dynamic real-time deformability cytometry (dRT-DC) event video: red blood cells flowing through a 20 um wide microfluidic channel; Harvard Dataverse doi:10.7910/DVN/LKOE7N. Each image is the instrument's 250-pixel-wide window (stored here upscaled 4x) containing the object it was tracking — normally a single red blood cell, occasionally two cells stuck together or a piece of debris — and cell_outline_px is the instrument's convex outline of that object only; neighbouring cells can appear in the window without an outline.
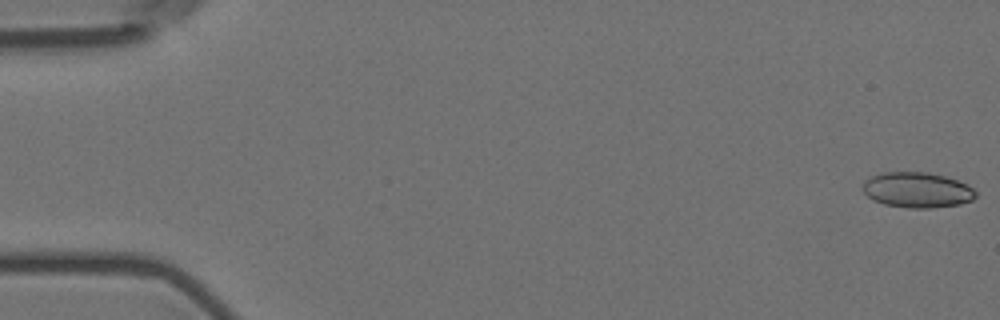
{"species": "Egyptian fruit bat (a non-hibernating species)", "species_latin": "Rousettus aegyptiacus", "temperature_condition": "room temperature", "stored_images_in_passage": 10, "camera_frame_rate_fps": 3000, "um_per_image_px": 0.085, "animal": {"sex": "female"}, "frame": {"image": 1, "passage_image": 1, "time_ms": 0.0, "image_size_px": [1000, 320], "cell_outline_px": [[976, 196], [972, 200], [960, 204], [932, 208], [908, 208], [884, 204], [872, 200], [860, 188], [864, 180], [872, 176], [884, 172], [928, 172], [944, 176], [968, 184], [976, 192]], "centroid_in_image_um": [77.93, 16.15], "position_along_channel_um": 7.1, "area_um2": 23.47}}
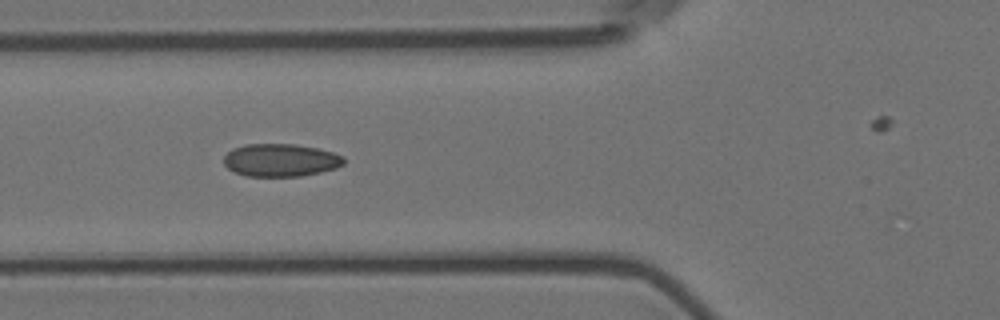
{"frame": {"image": 2, "passage_image": 6, "time_ms": 1.667, "image_size_px": [1000, 320], "cell_outline_px": [[344, 164], [336, 168], [320, 172], [300, 176], [244, 176], [228, 168], [224, 164], [224, 156], [232, 148], [244, 144], [292, 144], [316, 148], [332, 152], [344, 156]], "centroid_in_image_um": [23.84, 13.61], "position_along_channel_um": 102.0, "area_um2": 22.89}}
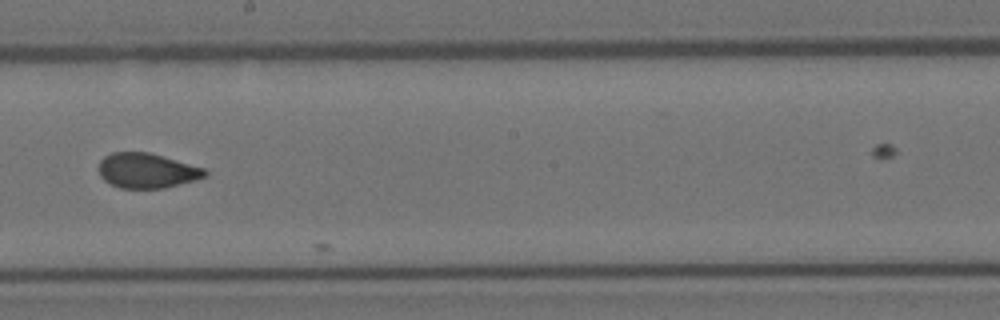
{"frame": {"image": 3, "passage_image": 9, "time_ms": 2.667, "image_size_px": [1000, 320], "cell_outline_px": [[208, 172], [204, 176], [192, 180], [164, 188], [120, 188], [104, 180], [100, 176], [96, 168], [100, 160], [104, 156], [112, 152], [148, 152], [204, 168]], "centroid_in_image_um": [12.4, 14.49], "position_along_channel_um": 235.8, "area_um2": 21.44}}